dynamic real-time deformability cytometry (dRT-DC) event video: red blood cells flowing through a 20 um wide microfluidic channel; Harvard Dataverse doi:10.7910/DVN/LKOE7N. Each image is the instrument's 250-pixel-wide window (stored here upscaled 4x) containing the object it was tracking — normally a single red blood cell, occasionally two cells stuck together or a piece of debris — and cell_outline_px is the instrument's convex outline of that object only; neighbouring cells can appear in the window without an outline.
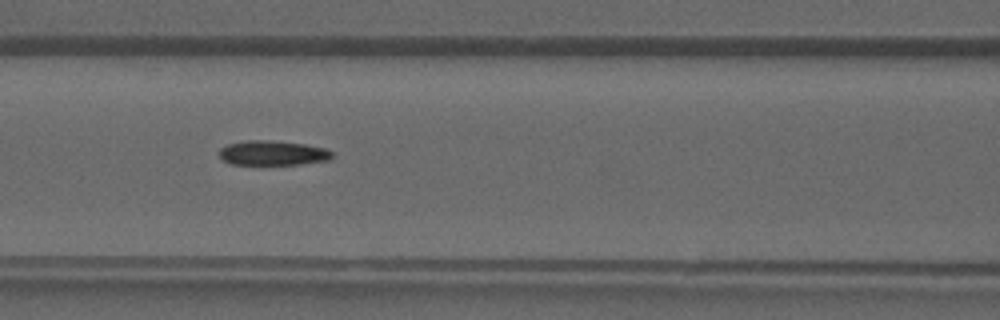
{"species": "common noctule bat (a hibernating species)", "species_latin": "Nyctalus noctula", "temperature_condition": "warm", "stored_images_in_passage": 40, "camera_frame_rate_fps": 3000, "um_per_image_px": 0.085, "animal": {"sex": "male", "forearm_length_mm": 52.5}, "frame": {"image": 1, "passage_image": 18, "time_ms": 5.667, "image_size_px": [1000, 320], "cell_outline_px": [[332, 156], [328, 160], [300, 164], [232, 164], [224, 160], [220, 156], [220, 148], [228, 144], [248, 140], [268, 140], [304, 144], [324, 148], [332, 152]], "centroid_in_image_um": [23.17, 13.0], "position_along_channel_um": 143.4, "area_um2": 15.95}}
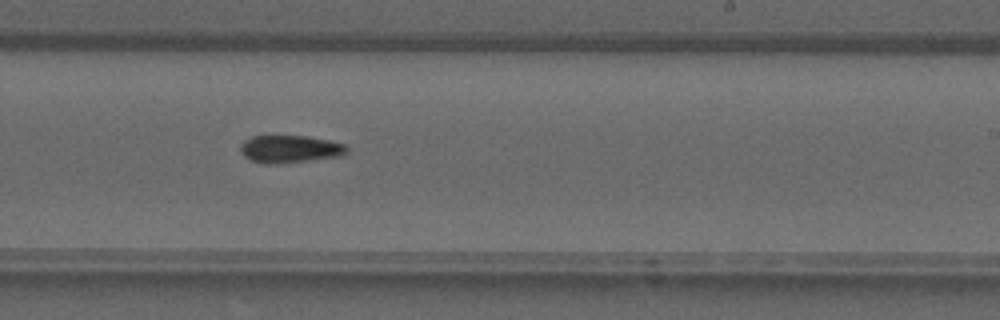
{"frame": {"image": 2, "passage_image": 25, "time_ms": 8.0, "image_size_px": [1000, 320], "cell_outline_px": [[348, 152], [344, 156], [280, 164], [264, 164], [252, 160], [244, 156], [240, 152], [240, 148], [244, 140], [252, 136], [308, 136], [328, 140], [344, 144], [348, 148]], "centroid_in_image_um": [24.67, 12.68], "position_along_channel_um": 264.3, "area_um2": 17.28}}
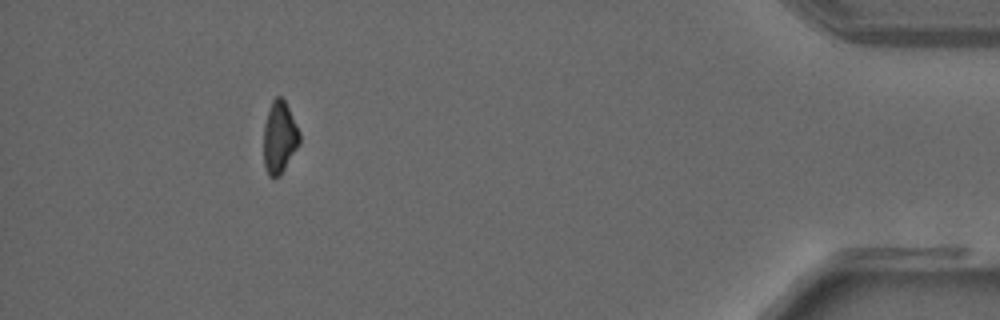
{"frame": {"image": 3, "passage_image": 37, "time_ms": 12.0, "image_size_px": [1000, 320], "cell_outline_px": [[300, 144], [280, 176], [268, 176], [264, 164], [264, 124], [268, 108], [272, 100], [276, 96], [280, 96], [284, 100], [300, 132]], "centroid_in_image_um": [23.75, 11.67], "position_along_channel_um": 411.4, "area_um2": 15.09}}